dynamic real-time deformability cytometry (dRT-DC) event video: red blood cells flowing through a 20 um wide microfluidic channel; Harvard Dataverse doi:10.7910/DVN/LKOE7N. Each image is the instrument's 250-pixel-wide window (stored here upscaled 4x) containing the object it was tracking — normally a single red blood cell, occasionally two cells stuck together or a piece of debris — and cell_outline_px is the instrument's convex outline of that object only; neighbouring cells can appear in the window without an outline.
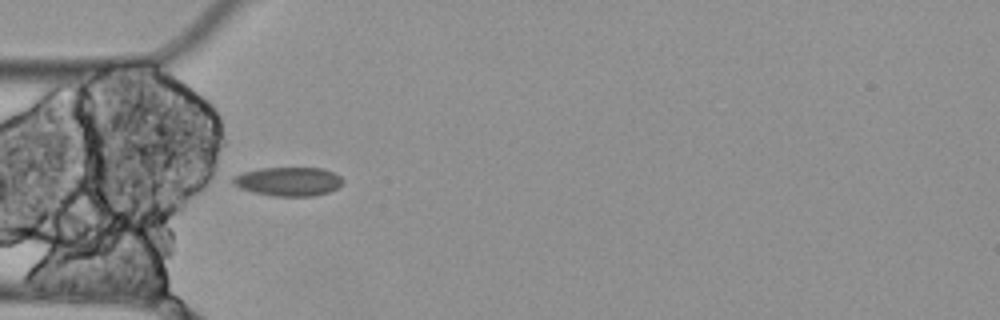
{"species": "Egyptian fruit bat (a non-hibernating species)", "species_latin": "Rousettus aegyptiacus", "temperature_condition": "cold", "stored_images_in_passage": 13, "camera_frame_rate_fps": 3000, "um_per_image_px": 0.085, "animal": {"sex": "female"}, "frame": {"image": 1, "passage_image": 4, "time_ms": 1.0, "image_size_px": [1000, 320], "cell_outline_px": [[344, 180], [336, 188], [328, 192], [312, 196], [272, 196], [240, 188], [232, 184], [232, 176], [240, 172], [260, 168], [324, 168], [340, 176]], "centroid_in_image_um": [24.47, 15.41], "position_along_channel_um": 60.5, "area_um2": 18.5}}
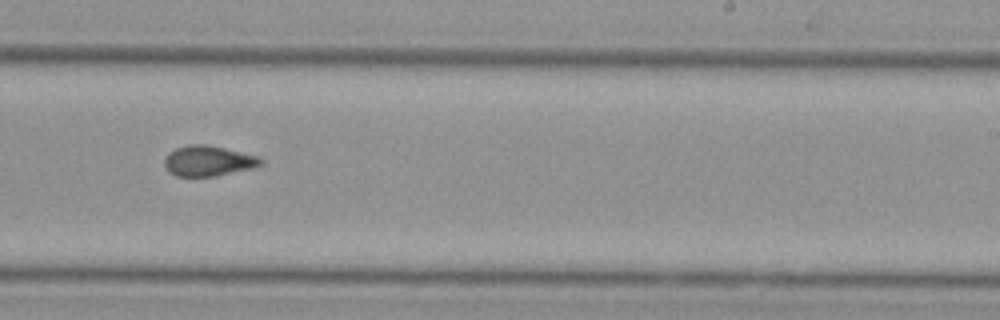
{"frame": {"image": 2, "passage_image": 9, "time_ms": 2.667, "image_size_px": [1000, 320], "cell_outline_px": [[264, 164], [256, 168], [216, 176], [176, 176], [168, 172], [164, 164], [164, 156], [168, 152], [176, 148], [188, 144], [208, 144], [260, 156], [264, 160]], "centroid_in_image_um": [17.74, 13.67], "position_along_channel_um": 271.3, "area_um2": 17.57}}
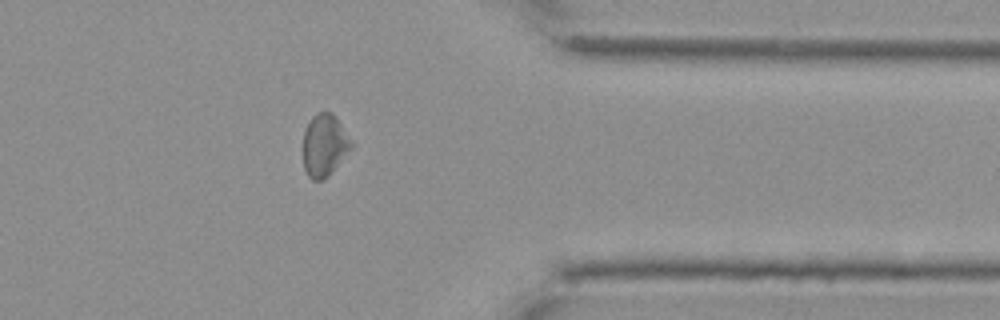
{"frame": {"image": 3, "passage_image": 12, "time_ms": 3.667, "image_size_px": [1000, 320], "cell_outline_px": [[352, 148], [332, 172], [328, 176], [320, 180], [312, 180], [308, 176], [304, 168], [304, 132], [312, 116], [316, 112], [332, 112], [352, 144]], "centroid_in_image_um": [27.56, 12.36], "position_along_channel_um": 383.8, "area_um2": 17.05}}